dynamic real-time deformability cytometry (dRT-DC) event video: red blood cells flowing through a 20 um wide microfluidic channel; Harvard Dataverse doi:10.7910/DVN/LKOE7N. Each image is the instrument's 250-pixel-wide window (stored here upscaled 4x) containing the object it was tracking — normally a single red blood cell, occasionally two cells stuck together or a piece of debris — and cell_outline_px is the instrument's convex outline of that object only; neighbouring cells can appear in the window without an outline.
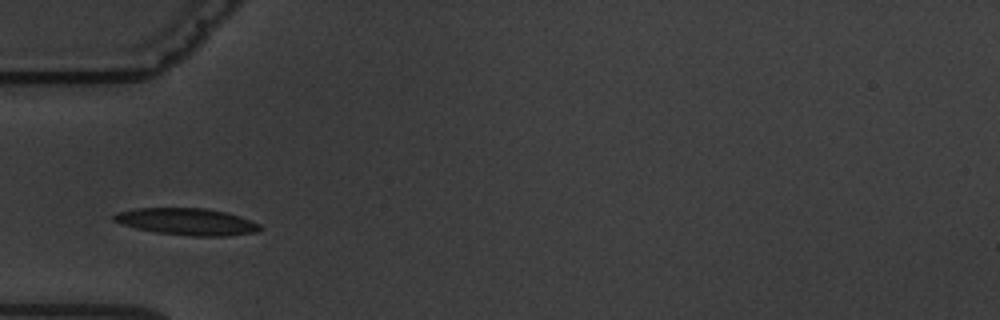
{"species": "common noctule bat (a hibernating species)", "species_latin": "Nyctalus noctula", "temperature_condition": "warm", "stored_images_in_passage": 8, "camera_frame_rate_fps": 3000, "um_per_image_px": 0.085, "animal": {"sex": "male", "body_mass_g": 19.5, "forearm_length_mm": 54.6}, "frame": {"image": 1, "passage_image": 3, "time_ms": 2.0, "image_size_px": [1000, 320], "cell_outline_px": [[264, 228], [256, 232], [228, 236], [192, 236], [152, 232], [136, 228], [112, 220], [112, 216], [116, 212], [136, 208], [204, 208], [224, 212], [240, 216], [260, 224]], "centroid_in_image_um": [15.89, 18.84], "position_along_channel_um": 69.1, "area_um2": 22.95}}